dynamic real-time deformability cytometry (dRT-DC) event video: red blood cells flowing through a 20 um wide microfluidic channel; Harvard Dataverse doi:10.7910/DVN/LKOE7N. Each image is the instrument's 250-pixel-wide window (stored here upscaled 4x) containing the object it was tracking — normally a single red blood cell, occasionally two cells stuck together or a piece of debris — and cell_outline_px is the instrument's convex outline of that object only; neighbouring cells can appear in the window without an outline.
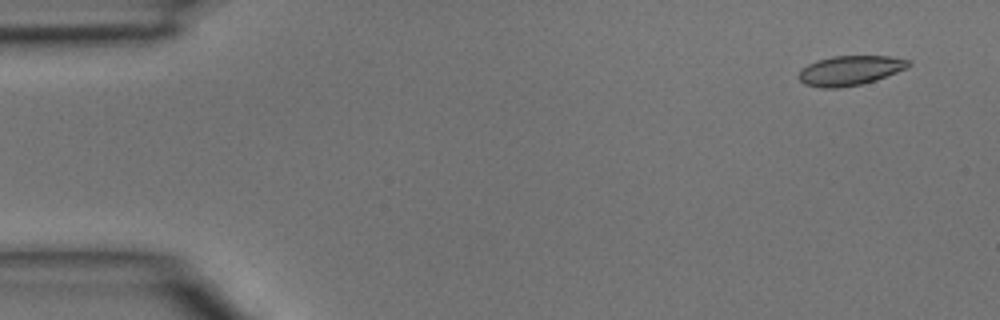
{"species": "common noctule bat (a hibernating species)", "species_latin": "Nyctalus noctula", "temperature_condition": "room temperature", "stored_images_in_passage": 3, "camera_frame_rate_fps": 3000, "um_per_image_px": 0.085, "animal": {"sex": "male", "body_mass_g": 15.6}, "frame": {"image": 1, "passage_image": 1, "time_ms": 0.0, "image_size_px": [1000, 320], "cell_outline_px": [[912, 64], [908, 68], [876, 80], [860, 84], [840, 88], [820, 88], [804, 84], [796, 76], [800, 68], [816, 60], [832, 56], [888, 56], [908, 60]], "centroid_in_image_um": [72.21, 5.99], "position_along_channel_um": 12.8, "area_um2": 19.19}}